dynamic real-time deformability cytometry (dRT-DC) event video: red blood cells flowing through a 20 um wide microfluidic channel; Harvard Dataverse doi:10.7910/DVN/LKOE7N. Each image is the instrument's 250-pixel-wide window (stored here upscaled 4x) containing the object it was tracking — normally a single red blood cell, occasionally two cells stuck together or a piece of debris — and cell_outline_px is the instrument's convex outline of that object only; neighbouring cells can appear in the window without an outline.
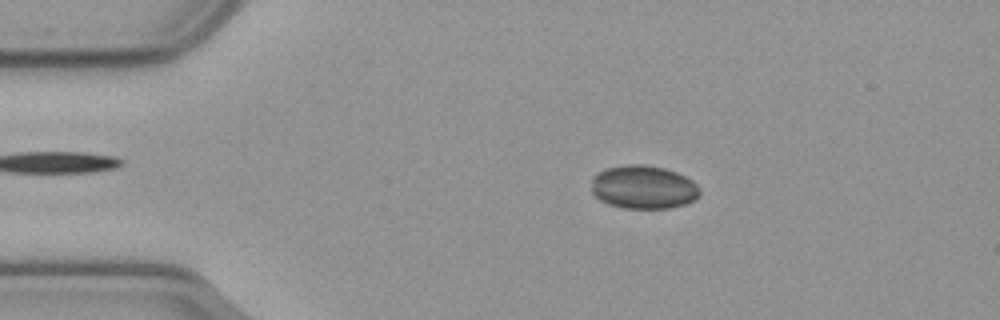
{"species": "common noctule bat (a hibernating species)", "species_latin": "Nyctalus noctula", "temperature_condition": "cold", "stored_images_in_passage": 49, "camera_frame_rate_fps": 3000, "um_per_image_px": 0.085, "animal": {"sex": "male", "body_mass_g": 23.1, "forearm_length_mm": 52.7}, "frame": {"image": 1, "passage_image": 10, "time_ms": 3.0, "image_size_px": [1000, 320], "cell_outline_px": [[700, 192], [696, 200], [684, 204], [668, 208], [624, 208], [608, 204], [600, 200], [592, 192], [592, 176], [604, 168], [624, 164], [644, 164], [664, 168], [676, 172], [692, 180], [700, 188]], "centroid_in_image_um": [54.68, 15.89], "position_along_channel_um": 30.3, "area_um2": 27.63}}
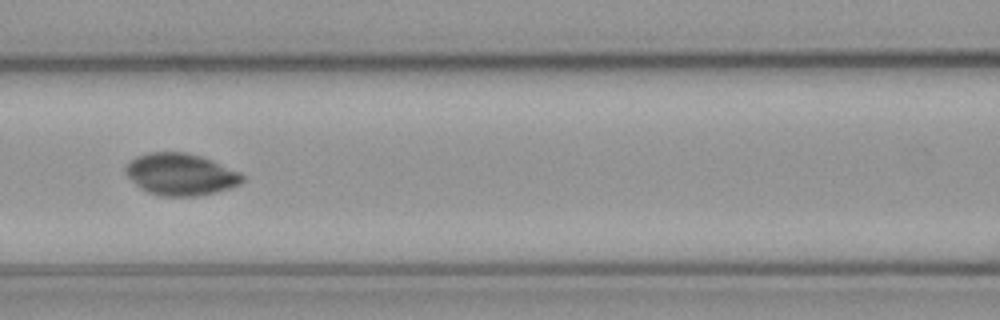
{"frame": {"image": 2, "passage_image": 24, "time_ms": 7.667, "image_size_px": [1000, 320], "cell_outline_px": [[244, 180], [240, 184], [216, 192], [196, 196], [160, 196], [148, 192], [140, 188], [124, 172], [124, 168], [136, 156], [152, 152], [184, 152], [200, 156], [212, 160], [240, 172], [244, 176]], "centroid_in_image_um": [15.36, 14.82], "position_along_channel_um": 151.2, "area_um2": 28.38}}
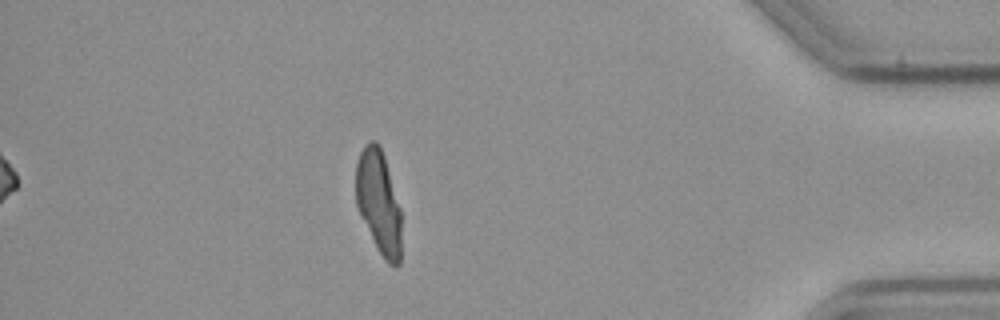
{"frame": {"image": 3, "passage_image": 49, "time_ms": 16.0, "image_size_px": [1000, 320], "cell_outline_px": [[400, 264], [396, 268], [388, 264], [384, 260], [360, 216], [356, 204], [356, 164], [360, 152], [364, 144], [372, 140], [376, 140], [380, 144], [384, 156], [400, 208]], "centroid_in_image_um": [32.17, 17.17], "position_along_channel_um": 403.0, "area_um2": 27.4}}